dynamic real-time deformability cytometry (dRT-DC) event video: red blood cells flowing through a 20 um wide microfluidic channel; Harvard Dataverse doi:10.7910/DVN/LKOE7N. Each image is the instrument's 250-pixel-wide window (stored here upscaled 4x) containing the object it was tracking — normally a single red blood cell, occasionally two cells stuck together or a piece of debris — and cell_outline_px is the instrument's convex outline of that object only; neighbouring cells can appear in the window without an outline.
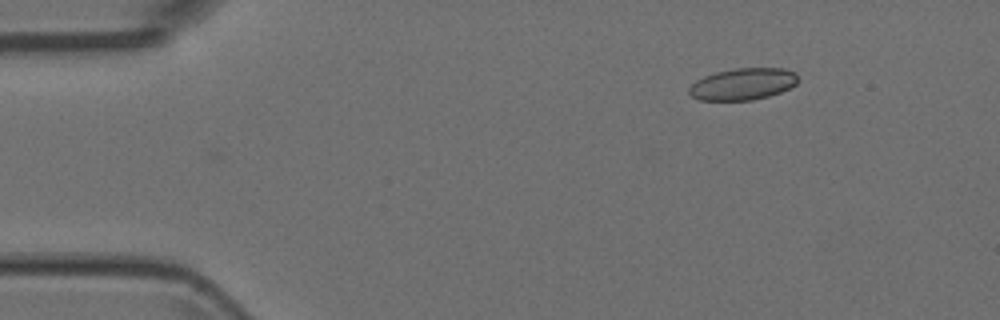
{"species": "Egyptian fruit bat (a non-hibernating species)", "species_latin": "Rousettus aegyptiacus", "temperature_condition": "room temperature", "stored_images_in_passage": 45, "camera_frame_rate_fps": 3000, "um_per_image_px": 0.085, "animal": {"sex": "female"}, "frame": {"image": 1, "passage_image": 1, "time_ms": 0.0, "image_size_px": [1000, 320], "cell_outline_px": [[796, 84], [780, 92], [768, 96], [752, 100], [700, 100], [692, 96], [688, 92], [688, 88], [696, 80], [704, 76], [716, 72], [736, 68], [784, 68], [796, 72]], "centroid_in_image_um": [63.12, 7.14], "position_along_channel_um": 21.9, "area_um2": 20.06}}
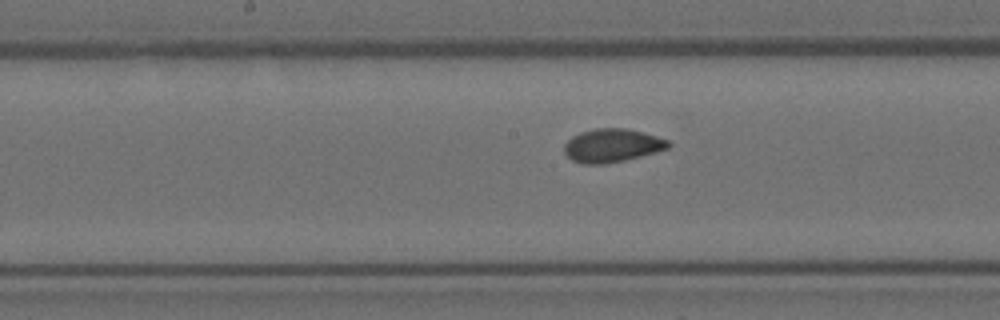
{"frame": {"image": 2, "passage_image": 20, "time_ms": 6.333, "image_size_px": [1000, 320], "cell_outline_px": [[672, 144], [668, 148], [656, 152], [624, 160], [604, 164], [584, 164], [572, 160], [564, 152], [564, 144], [572, 136], [580, 132], [596, 128], [624, 128], [656, 136], [668, 140]], "centroid_in_image_um": [52.01, 12.37], "position_along_channel_um": 196.2, "area_um2": 20.11}}
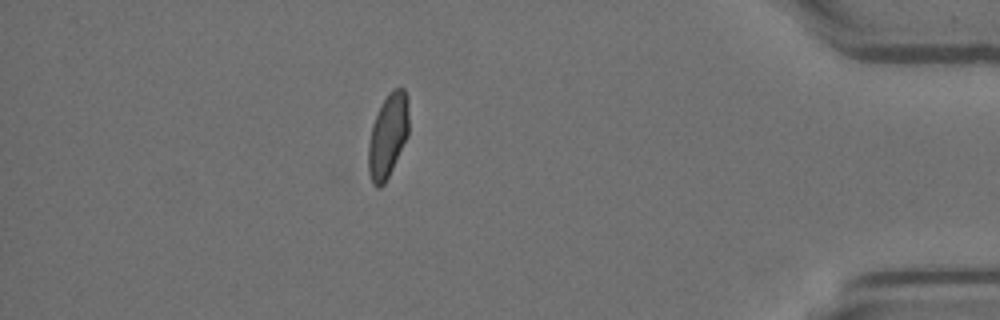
{"frame": {"image": 3, "passage_image": 39, "time_ms": 12.667, "image_size_px": [1000, 320], "cell_outline_px": [[408, 136], [384, 184], [380, 188], [376, 188], [372, 184], [368, 172], [368, 144], [372, 124], [388, 92], [392, 88], [404, 88], [408, 96]], "centroid_in_image_um": [32.96, 11.54], "position_along_channel_um": 402.2, "area_um2": 19.83}}